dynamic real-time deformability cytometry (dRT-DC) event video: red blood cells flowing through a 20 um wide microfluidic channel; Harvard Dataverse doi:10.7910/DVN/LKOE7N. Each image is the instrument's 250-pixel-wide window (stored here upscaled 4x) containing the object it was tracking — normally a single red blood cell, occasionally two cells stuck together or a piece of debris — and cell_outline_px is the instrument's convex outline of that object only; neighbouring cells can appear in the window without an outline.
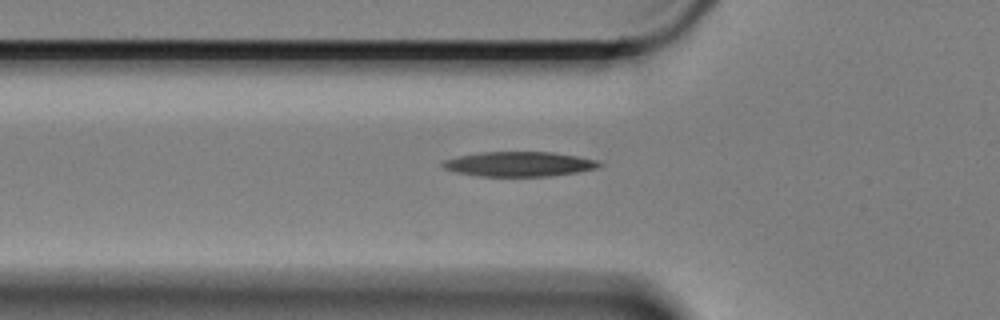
{"species": "Egyptian fruit bat (a non-hibernating species)", "species_latin": "Rousettus aegyptiacus", "temperature_condition": "cold", "stored_images_in_passage": 35, "camera_frame_rate_fps": 3000, "um_per_image_px": 0.085, "animal": {"sex": "female"}, "frame": {"image": 1, "passage_image": 2, "time_ms": 0.333, "image_size_px": [1000, 320], "cell_outline_px": [[604, 164], [600, 168], [576, 172], [548, 176], [480, 176], [456, 172], [444, 168], [440, 164], [444, 160], [460, 156], [480, 152], [552, 152], [600, 160]], "centroid_in_image_um": [44.18, 13.94], "position_along_channel_um": 81.6, "area_um2": 22.6}}
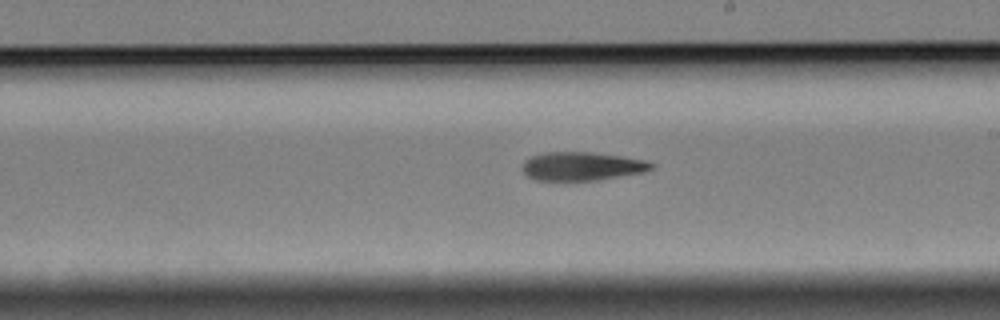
{"frame": {"image": 2, "passage_image": 16, "time_ms": 5.0, "image_size_px": [1000, 320], "cell_outline_px": [[656, 164], [652, 168], [644, 172], [596, 180], [536, 180], [528, 176], [524, 172], [524, 160], [532, 156], [548, 152], [592, 152], [648, 160]], "centroid_in_image_um": [49.51, 14.12], "position_along_channel_um": 239.5, "area_um2": 21.27}}
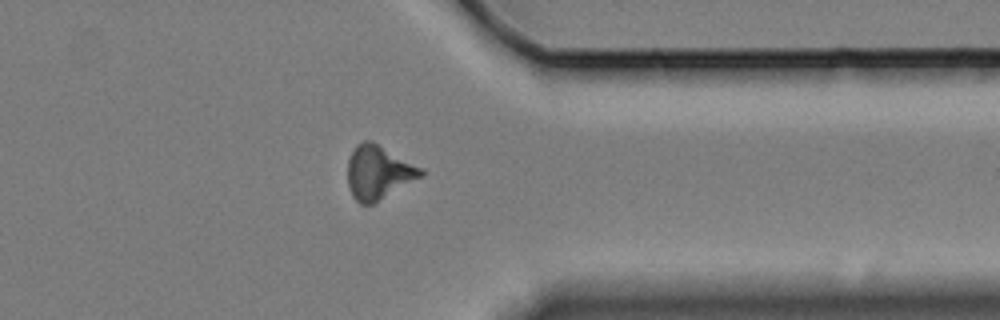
{"frame": {"image": 3, "passage_image": 29, "time_ms": 9.333, "image_size_px": [1000, 320], "cell_outline_px": [[424, 176], [372, 204], [360, 204], [352, 196], [348, 184], [348, 160], [356, 144], [364, 140], [372, 140], [424, 168]], "centroid_in_image_um": [32.19, 14.64], "position_along_channel_um": 379.2, "area_um2": 23.18}}